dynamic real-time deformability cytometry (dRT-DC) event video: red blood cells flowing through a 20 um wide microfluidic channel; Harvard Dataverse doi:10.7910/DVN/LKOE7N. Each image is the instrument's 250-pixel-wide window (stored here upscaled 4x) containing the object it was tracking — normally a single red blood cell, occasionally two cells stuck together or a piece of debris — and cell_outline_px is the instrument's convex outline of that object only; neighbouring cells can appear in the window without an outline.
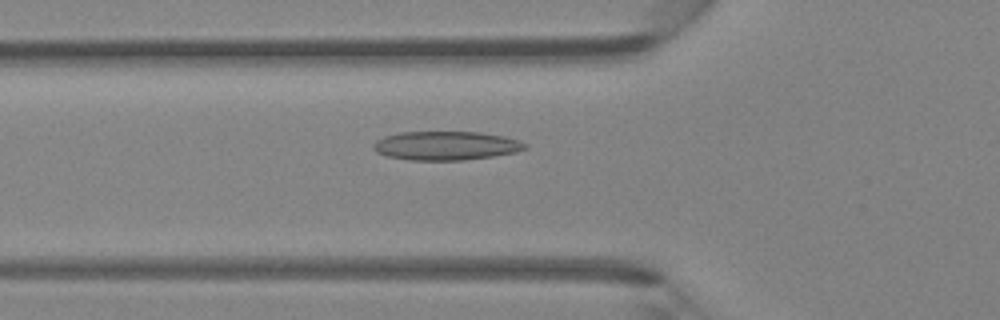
{"species": "Egyptian fruit bat (a non-hibernating species)", "species_latin": "Rousettus aegyptiacus", "temperature_condition": "room temperature", "stored_images_in_passage": 41, "camera_frame_rate_fps": 3000, "um_per_image_px": 0.085, "animal": {"sex": "female"}, "frame": {"image": 1, "passage_image": 12, "time_ms": 3.667, "image_size_px": [1000, 320], "cell_outline_px": [[528, 148], [516, 152], [492, 156], [464, 160], [408, 160], [388, 156], [376, 152], [372, 148], [372, 144], [376, 140], [384, 136], [400, 132], [480, 132], [504, 136], [528, 144]], "centroid_in_image_um": [37.89, 12.38], "position_along_channel_um": 87.9, "area_um2": 25.55}}
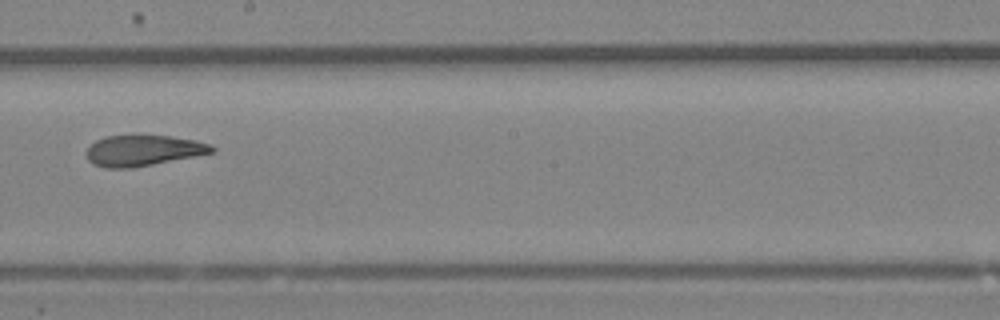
{"frame": {"image": 2, "passage_image": 22, "time_ms": 7.0, "image_size_px": [1000, 320], "cell_outline_px": [[216, 152], [132, 168], [104, 168], [92, 164], [88, 160], [88, 148], [96, 140], [108, 136], [172, 136], [196, 140], [208, 144], [216, 148]], "centroid_in_image_um": [12.19, 12.8], "position_along_channel_um": 236.0, "area_um2": 22.31}}
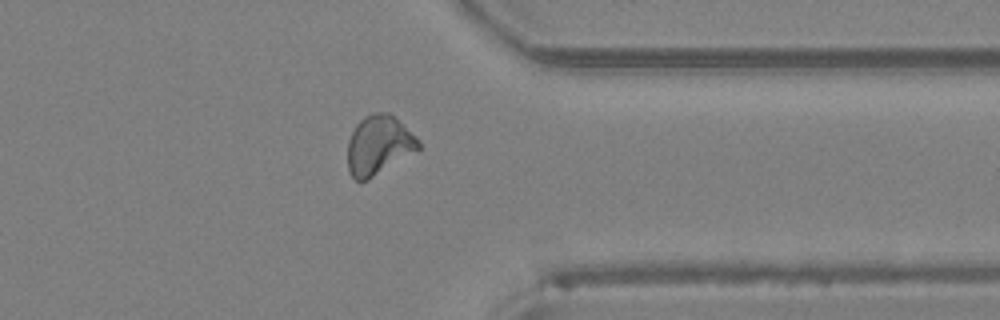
{"frame": {"image": 3, "passage_image": 32, "time_ms": 10.333, "image_size_px": [1000, 320], "cell_outline_px": [[420, 148], [368, 180], [356, 180], [348, 172], [348, 140], [356, 124], [364, 116], [372, 112], [388, 112], [416, 136], [420, 144]], "centroid_in_image_um": [32.16, 12.33], "position_along_channel_um": 379.2, "area_um2": 24.16}}